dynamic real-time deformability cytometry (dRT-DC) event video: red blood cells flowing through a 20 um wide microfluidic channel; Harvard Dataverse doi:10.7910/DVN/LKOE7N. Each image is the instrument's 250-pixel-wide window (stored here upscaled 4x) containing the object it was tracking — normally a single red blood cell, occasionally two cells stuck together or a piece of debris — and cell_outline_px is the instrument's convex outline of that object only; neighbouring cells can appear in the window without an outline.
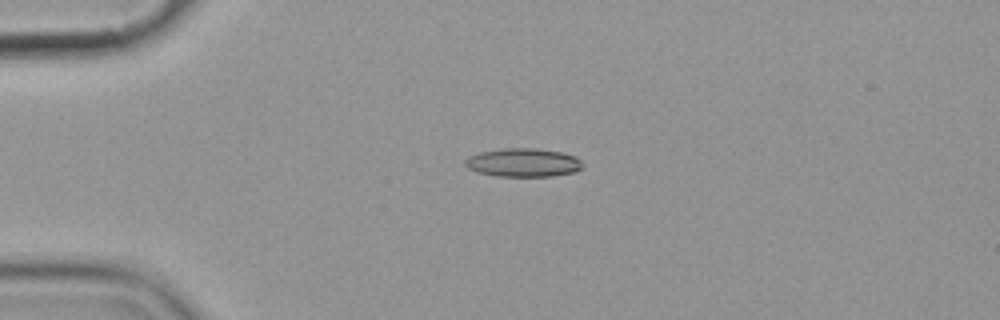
{"species": "common noctule bat (a hibernating species)", "species_latin": "Nyctalus noctula", "temperature_condition": "cold", "stored_images_in_passage": 6, "camera_frame_rate_fps": 3000, "um_per_image_px": 0.085, "animal": {"sex": "female", "body_mass_g": 19.9}, "frame": {"image": 1, "passage_image": 4, "time_ms": 3.333, "image_size_px": [1000, 320], "cell_outline_px": [[584, 168], [576, 172], [552, 176], [496, 176], [476, 172], [468, 168], [464, 164], [464, 160], [468, 156], [480, 152], [504, 148], [536, 148], [564, 152], [576, 156], [584, 164]], "centroid_in_image_um": [44.51, 13.82], "position_along_channel_um": 40.5, "area_um2": 19.88}}
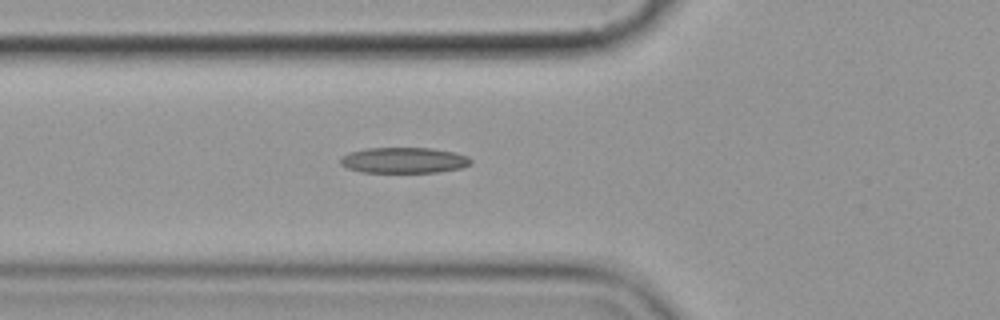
{"frame": {"image": 2, "passage_image": 6, "time_ms": 5.667, "image_size_px": [1000, 320], "cell_outline_px": [[472, 160], [468, 164], [460, 168], [436, 172], [360, 172], [348, 168], [340, 164], [340, 156], [352, 152], [368, 148], [432, 148], [452, 152], [468, 156]], "centroid_in_image_um": [34.3, 13.62], "position_along_channel_um": 91.5, "area_um2": 19.36}}